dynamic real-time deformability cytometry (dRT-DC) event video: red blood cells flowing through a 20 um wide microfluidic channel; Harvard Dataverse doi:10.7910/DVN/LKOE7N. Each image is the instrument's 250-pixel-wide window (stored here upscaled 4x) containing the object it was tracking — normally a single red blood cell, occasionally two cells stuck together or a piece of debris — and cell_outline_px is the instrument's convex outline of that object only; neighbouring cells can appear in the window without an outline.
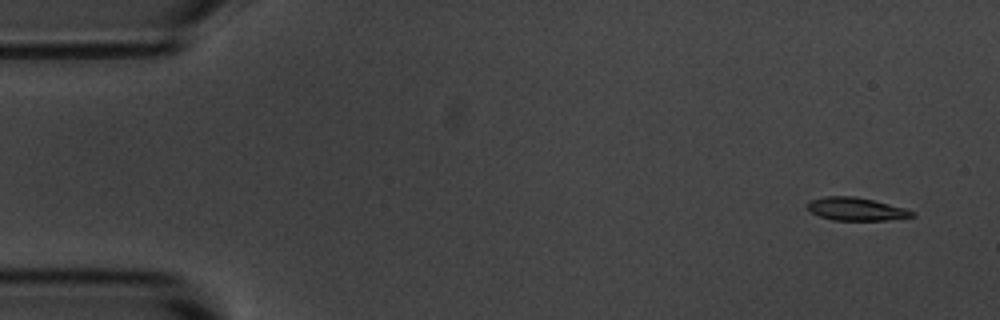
{"species": "common noctule bat (a hibernating species)", "species_latin": "Nyctalus noctula", "temperature_condition": "room temperature", "stored_images_in_passage": 5, "camera_frame_rate_fps": 3000, "um_per_image_px": 0.085, "animal": {"sex": "male", "body_mass_g": 20.1, "forearm_length_mm": 53.5}, "frame": {"image": 1, "passage_image": 1, "time_ms": 0.0, "image_size_px": [1000, 320], "cell_outline_px": [[916, 216], [888, 220], [832, 220], [820, 216], [812, 212], [804, 204], [812, 200], [824, 196], [856, 196], [904, 208], [916, 212]], "centroid_in_image_um": [72.77, 17.77], "position_along_channel_um": 12.2, "area_um2": 13.99}}
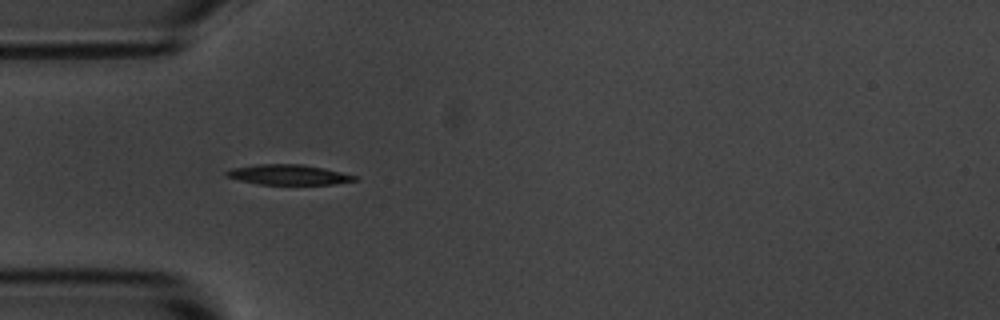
{"frame": {"image": 2, "passage_image": 4, "time_ms": 4.333, "image_size_px": [1000, 320], "cell_outline_px": [[360, 180], [336, 184], [260, 184], [240, 180], [224, 176], [224, 172], [232, 168], [260, 164], [300, 164], [340, 172], [356, 176]], "centroid_in_image_um": [24.51, 14.85], "position_along_channel_um": 60.5, "area_um2": 14.85}}